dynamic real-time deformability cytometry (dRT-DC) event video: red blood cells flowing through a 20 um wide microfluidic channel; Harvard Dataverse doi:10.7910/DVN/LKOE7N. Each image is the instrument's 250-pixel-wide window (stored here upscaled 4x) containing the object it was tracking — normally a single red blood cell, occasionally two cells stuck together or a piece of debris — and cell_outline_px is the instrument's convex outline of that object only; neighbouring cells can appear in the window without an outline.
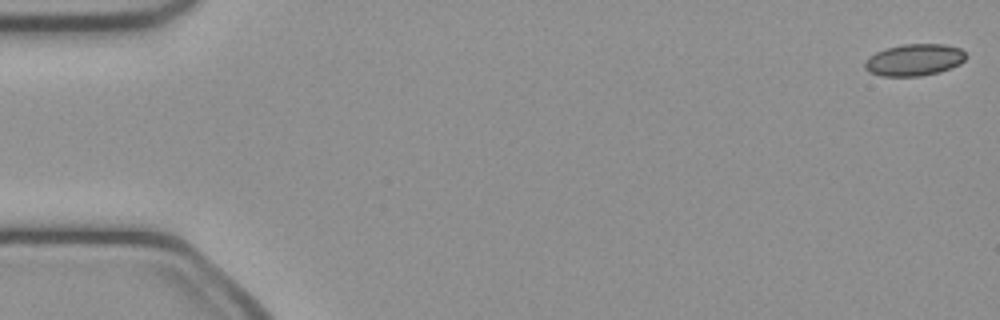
{"species": "common noctule bat (a hibernating species)", "species_latin": "Nyctalus noctula", "temperature_condition": "cold", "stored_images_in_passage": 50, "camera_frame_rate_fps": 3000, "um_per_image_px": 0.085, "animal": {"sex": "female", "body_mass_g": 21.9}, "frame": {"image": 1, "passage_image": 1, "time_ms": 0.0, "image_size_px": [1000, 320], "cell_outline_px": [[968, 56], [960, 64], [940, 72], [920, 76], [880, 76], [868, 72], [864, 68], [864, 64], [868, 56], [884, 48], [904, 44], [944, 44], [960, 48]], "centroid_in_image_um": [77.69, 5.09], "position_along_channel_um": 7.3, "area_um2": 18.96}}
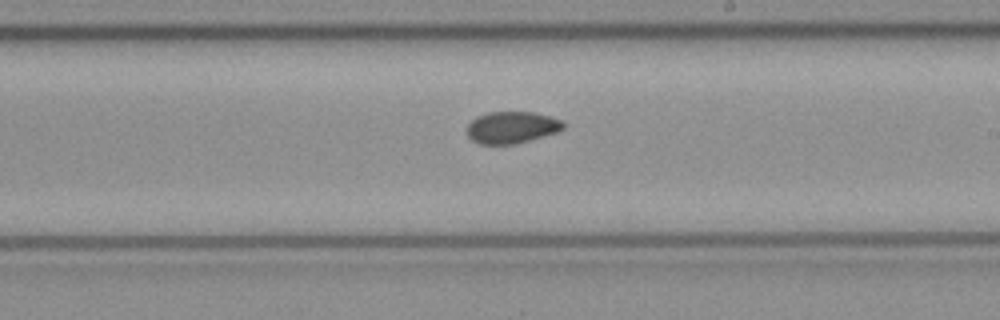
{"frame": {"image": 2, "passage_image": 29, "time_ms": 9.333, "image_size_px": [1000, 320], "cell_outline_px": [[564, 128], [556, 132], [516, 144], [480, 144], [472, 140], [468, 136], [468, 124], [476, 116], [488, 112], [532, 112], [548, 116], [560, 120], [564, 124]], "centroid_in_image_um": [43.47, 10.83], "position_along_channel_um": 245.5, "area_um2": 17.69}}
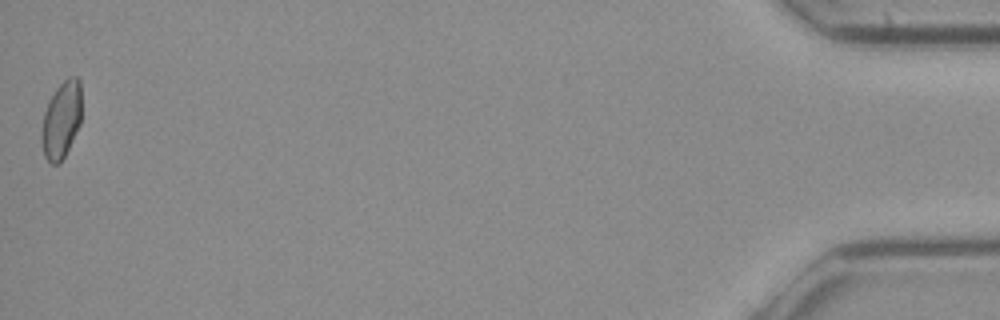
{"frame": {"image": 3, "passage_image": 50, "time_ms": 16.333, "image_size_px": [1000, 320], "cell_outline_px": [[80, 124], [60, 164], [52, 164], [44, 156], [40, 140], [40, 132], [44, 112], [48, 100], [56, 88], [68, 76], [76, 76], [80, 80]], "centroid_in_image_um": [5.18, 10.19], "position_along_channel_um": 430.0, "area_um2": 18.03}, "authors_computed_cell_mechanics": {"area_um2": 18.4093, "velocity_mm_per_s": 4.0841, "shape_relaxation_time_tau1_ms": null, "shape_relaxation_time_tau2_ms": 3.9905, "deformation_change_tau1": null, "deformation_change_tau2": 0.0528}}